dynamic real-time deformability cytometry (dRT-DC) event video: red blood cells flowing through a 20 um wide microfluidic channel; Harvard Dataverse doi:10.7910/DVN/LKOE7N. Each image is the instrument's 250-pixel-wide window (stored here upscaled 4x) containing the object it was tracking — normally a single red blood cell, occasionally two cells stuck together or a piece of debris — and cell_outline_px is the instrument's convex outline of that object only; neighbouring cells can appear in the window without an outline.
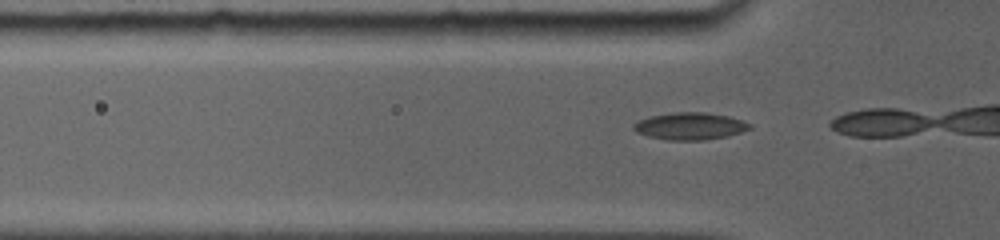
{"species": "common noctule bat (a hibernating species)", "species_latin": "Nyctalus noctula", "temperature_condition": "room temperature", "stored_images_in_passage": 3, "camera_frame_rate_fps": 5000, "um_per_image_px": 0.085, "animal": {"sex": "female", "body_mass_g": 19.0, "forearm_length_mm": 56.7}, "frame": {"image": 1, "passage_image": 2, "time_ms": 0.4, "image_size_px": [1000, 240], "cell_outline_px": [[752, 128], [728, 136], [704, 140], [668, 140], [648, 136], [636, 132], [632, 128], [632, 124], [636, 120], [652, 116], [676, 112], [704, 112], [728, 116], [752, 124]], "centroid_in_image_um": [58.62, 10.72], "position_along_channel_um": 67.2, "area_um2": 18.38}}